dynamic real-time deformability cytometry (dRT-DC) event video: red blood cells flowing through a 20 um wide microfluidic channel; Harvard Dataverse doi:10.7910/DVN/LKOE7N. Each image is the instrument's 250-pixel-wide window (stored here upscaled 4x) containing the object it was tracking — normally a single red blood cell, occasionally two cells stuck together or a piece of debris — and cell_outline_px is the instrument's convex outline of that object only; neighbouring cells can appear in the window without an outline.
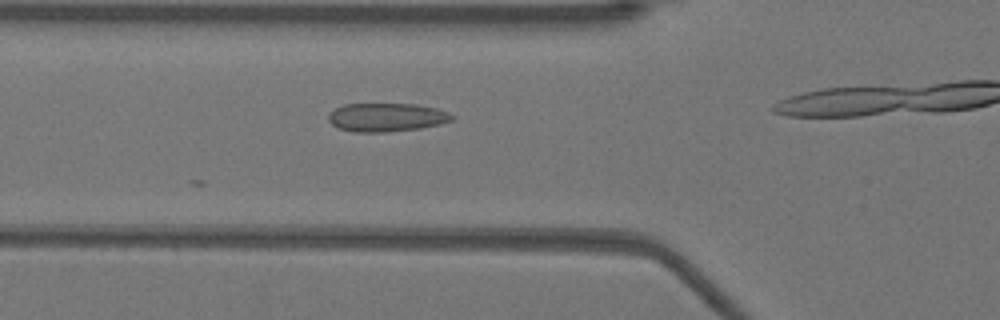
{"species": "Egyptian fruit bat (a non-hibernating species)", "species_latin": "Rousettus aegyptiacus", "temperature_condition": "warm", "stored_images_in_passage": 10, "camera_frame_rate_fps": 3000, "um_per_image_px": 0.085, "animal": {"sex": "female"}, "frame": {"image": 1, "passage_image": 3, "time_ms": 0.667, "image_size_px": [1000, 320], "cell_outline_px": [[456, 116], [452, 120], [440, 124], [420, 128], [384, 132], [352, 132], [336, 128], [328, 120], [328, 112], [344, 104], [412, 104], [436, 108], [448, 112]], "centroid_in_image_um": [32.82, 9.97], "position_along_channel_um": 93.0, "area_um2": 20.63}}
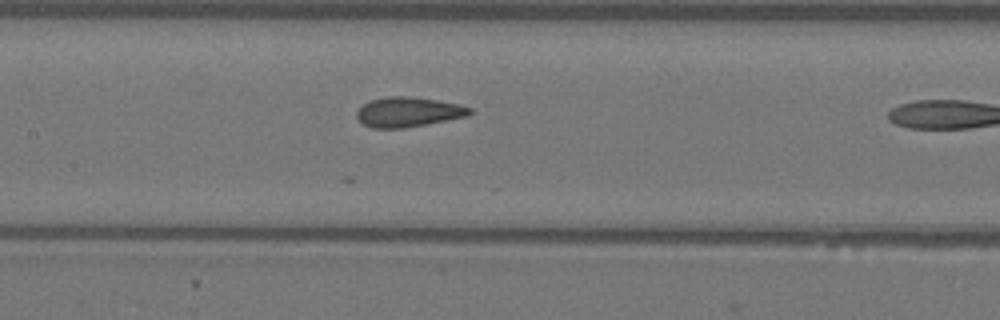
{"frame": {"image": 2, "passage_image": 9, "time_ms": 2.667, "image_size_px": [1000, 320], "cell_outline_px": [[472, 112], [468, 116], [404, 128], [372, 128], [364, 124], [356, 116], [356, 112], [368, 100], [388, 96], [408, 96], [436, 100], [460, 104], [472, 108]], "centroid_in_image_um": [34.7, 9.51], "position_along_channel_um": 172.7, "area_um2": 19.59}}